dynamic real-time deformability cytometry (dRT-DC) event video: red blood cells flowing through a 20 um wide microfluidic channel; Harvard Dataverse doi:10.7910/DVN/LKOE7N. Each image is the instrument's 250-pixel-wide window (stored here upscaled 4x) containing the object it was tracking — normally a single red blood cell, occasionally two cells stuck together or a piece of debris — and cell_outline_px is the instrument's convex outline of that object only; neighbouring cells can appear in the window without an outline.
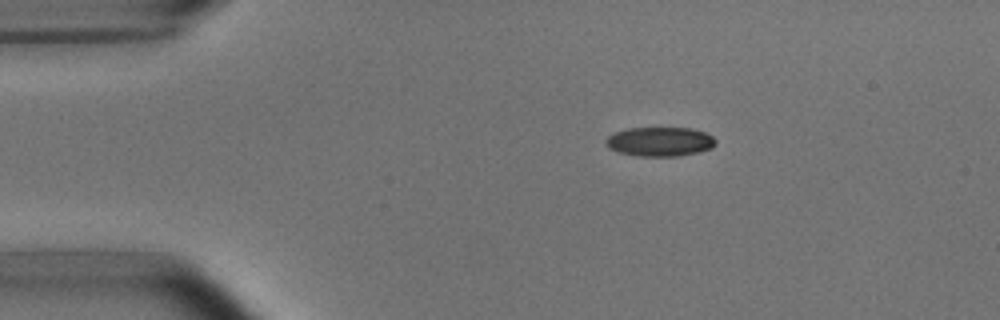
{"species": "common noctule bat (a hibernating species)", "species_latin": "Nyctalus noctula", "temperature_condition": "room temperature", "stored_images_in_passage": 7, "camera_frame_rate_fps": 3000, "um_per_image_px": 0.085, "animal": {"sex": "male", "body_mass_g": 15.6}, "frame": {"image": 1, "passage_image": 2, "time_ms": 1.0, "image_size_px": [1000, 320], "cell_outline_px": [[716, 144], [712, 148], [696, 152], [676, 156], [640, 156], [620, 152], [608, 148], [604, 140], [608, 136], [616, 132], [628, 128], [688, 128], [704, 132], [712, 136], [716, 140]], "centroid_in_image_um": [56.08, 12.03], "position_along_channel_um": 28.9, "area_um2": 18.55}}
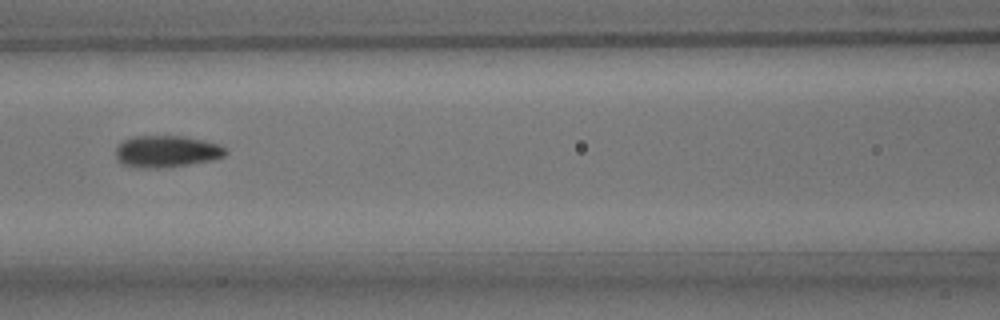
{"frame": {"image": 2, "passage_image": 6, "time_ms": 5.667, "image_size_px": [1000, 320], "cell_outline_px": [[228, 152], [224, 156], [212, 160], [188, 164], [160, 168], [136, 168], [124, 164], [116, 156], [116, 148], [124, 140], [132, 136], [180, 136], [200, 140], [216, 144], [224, 148]], "centroid_in_image_um": [14.13, 12.88], "position_along_channel_um": 152.5, "area_um2": 20.0}}
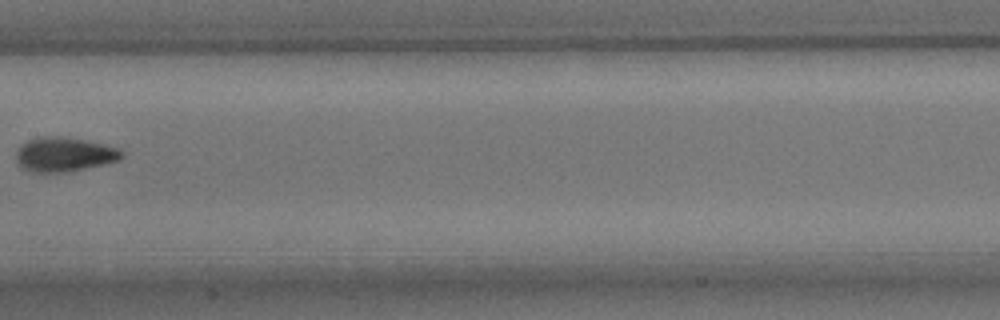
{"frame": {"image": 3, "passage_image": 7, "time_ms": 7.0, "image_size_px": [1000, 320], "cell_outline_px": [[124, 156], [120, 160], [104, 164], [68, 172], [36, 172], [24, 168], [16, 160], [16, 148], [20, 144], [28, 140], [40, 136], [56, 136], [84, 140], [104, 144], [116, 148], [124, 152]], "centroid_in_image_um": [5.45, 13.12], "position_along_channel_um": 201.9, "area_um2": 21.1}}